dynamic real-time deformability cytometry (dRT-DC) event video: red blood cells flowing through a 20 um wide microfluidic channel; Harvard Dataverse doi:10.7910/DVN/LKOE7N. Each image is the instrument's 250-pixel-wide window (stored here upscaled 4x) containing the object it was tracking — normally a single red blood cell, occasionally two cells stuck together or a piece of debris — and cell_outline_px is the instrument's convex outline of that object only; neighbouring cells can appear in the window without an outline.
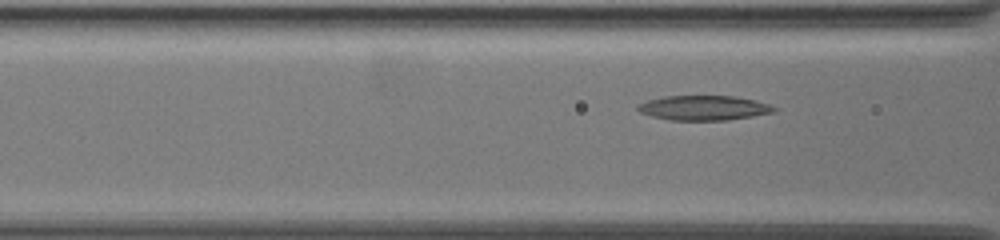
{"species": "common noctule bat (a hibernating species)", "species_latin": "Nyctalus noctula", "temperature_condition": "warm", "stored_images_in_passage": 23, "camera_frame_rate_fps": 3000, "um_per_image_px": 0.085, "animal": {"sex": "female", "body_mass_g": 19.5, "forearm_length_mm": 54.1}, "frame": {"image": 1, "passage_image": 10, "time_ms": 3.0, "image_size_px": [1000, 240], "cell_outline_px": [[776, 112], [728, 120], [672, 120], [652, 116], [640, 112], [636, 108], [636, 104], [648, 100], [664, 96], [732, 96], [756, 100], [768, 104], [776, 108]], "centroid_in_image_um": [59.81, 9.17], "position_along_channel_um": 106.8, "area_um2": 19.59}}
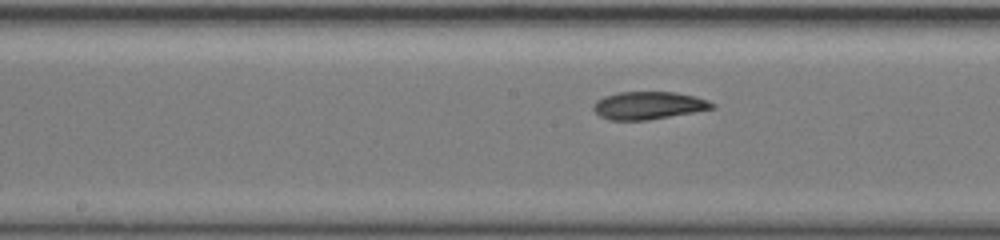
{"frame": {"image": 2, "passage_image": 17, "time_ms": 5.333, "image_size_px": [1000, 240], "cell_outline_px": [[716, 108], [648, 120], [608, 120], [600, 116], [592, 108], [592, 104], [596, 100], [604, 96], [616, 92], [676, 92], [696, 96], [708, 100], [716, 104]], "centroid_in_image_um": [55.12, 8.96], "position_along_channel_um": 193.1, "area_um2": 19.36}}
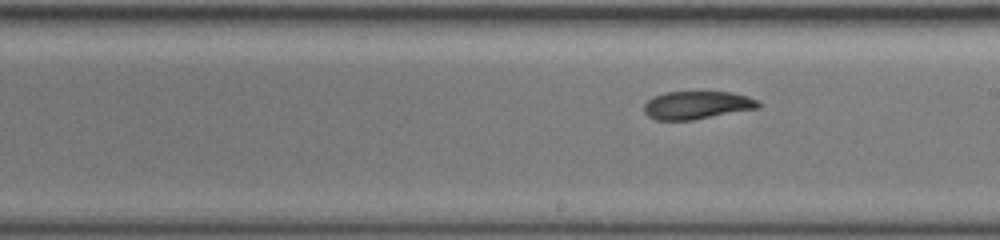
{"frame": {"image": 3, "passage_image": 20, "time_ms": 6.333, "image_size_px": [1000, 240], "cell_outline_px": [[760, 104], [756, 108], [692, 120], [656, 120], [648, 116], [644, 112], [644, 104], [648, 100], [656, 96], [668, 92], [732, 92], [748, 96], [756, 100]], "centroid_in_image_um": [59.21, 8.94], "position_along_channel_um": 229.8, "area_um2": 18.32}}